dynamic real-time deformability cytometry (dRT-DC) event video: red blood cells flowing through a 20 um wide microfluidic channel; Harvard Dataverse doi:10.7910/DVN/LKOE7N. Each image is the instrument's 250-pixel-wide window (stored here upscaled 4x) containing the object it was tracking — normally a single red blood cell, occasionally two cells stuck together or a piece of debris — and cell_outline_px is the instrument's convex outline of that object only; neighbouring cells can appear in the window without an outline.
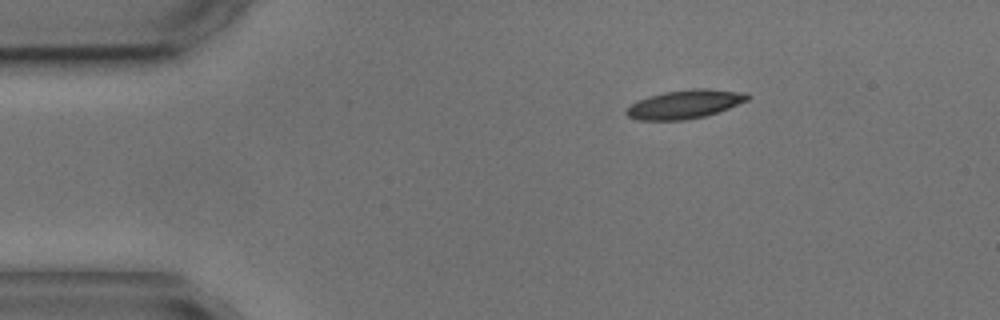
{"species": "common noctule bat (a hibernating species)", "species_latin": "Nyctalus noctula", "temperature_condition": "cold", "stored_images_in_passage": 2, "camera_frame_rate_fps": 3000, "um_per_image_px": 0.085, "animal": {"sex": "male", "body_mass_g": 17.9, "forearm_length_mm": 54.2}, "frame": {"image": 1, "passage_image": 1, "time_ms": 0.0, "image_size_px": [1000, 320], "cell_outline_px": [[752, 96], [748, 100], [728, 108], [704, 116], [684, 120], [636, 120], [628, 116], [624, 112], [632, 104], [648, 96], [664, 92], [692, 88], [708, 88], [748, 92]], "centroid_in_image_um": [58.25, 8.84], "position_along_channel_um": 26.8, "area_um2": 20.29}}